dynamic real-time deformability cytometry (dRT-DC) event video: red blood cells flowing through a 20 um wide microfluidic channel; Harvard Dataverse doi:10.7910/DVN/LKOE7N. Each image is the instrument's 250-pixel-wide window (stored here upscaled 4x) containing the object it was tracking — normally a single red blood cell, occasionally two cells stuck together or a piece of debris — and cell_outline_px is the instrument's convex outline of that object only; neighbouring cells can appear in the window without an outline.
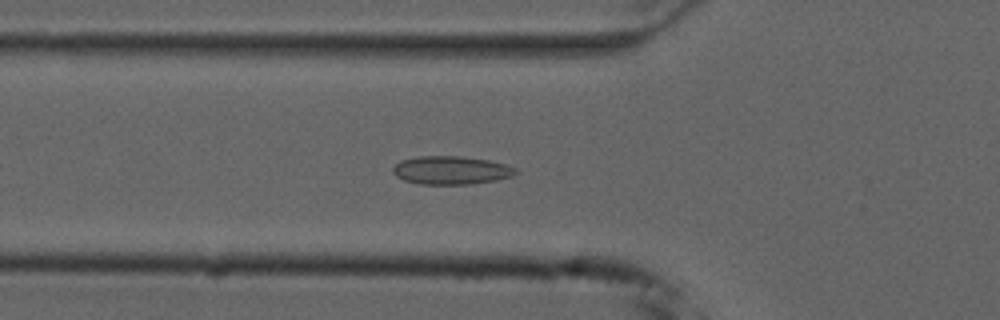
{"species": "common noctule bat (a hibernating species)", "species_latin": "Nyctalus noctula", "temperature_condition": "cold", "stored_images_in_passage": 47, "camera_frame_rate_fps": 3000, "um_per_image_px": 0.085, "animal": {"sex": "male", "forearm_length_mm": 52.5}, "frame": {"image": 1, "passage_image": 10, "time_ms": 3.0, "image_size_px": [1000, 320], "cell_outline_px": [[520, 172], [512, 176], [496, 180], [472, 184], [420, 184], [404, 180], [396, 176], [392, 172], [392, 168], [400, 160], [416, 156], [460, 156], [488, 160], [504, 164], [516, 168]], "centroid_in_image_um": [38.34, 14.47], "position_along_channel_um": 87.5, "area_um2": 20.35}}
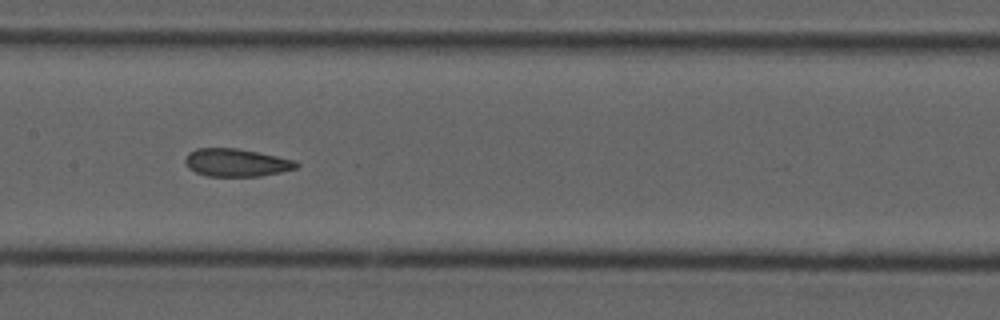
{"frame": {"image": 2, "passage_image": 18, "time_ms": 5.667, "image_size_px": [1000, 320], "cell_outline_px": [[300, 164], [296, 168], [280, 172], [260, 176], [208, 176], [196, 172], [188, 168], [184, 160], [188, 152], [196, 148], [236, 148], [296, 160]], "centroid_in_image_um": [20.07, 13.82], "position_along_channel_um": 187.3, "area_um2": 17.98}}
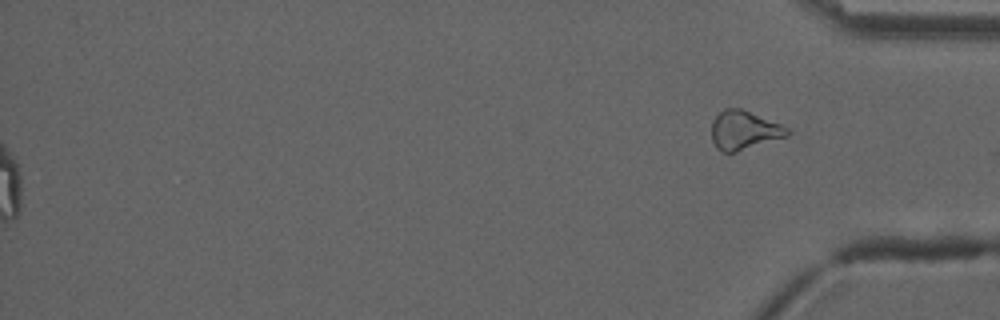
{"frame": {"image": 3, "passage_image": 47, "time_ms": 15.333, "image_size_px": [1000, 320], "cell_outline_px": [[792, 132], [788, 136], [736, 152], [724, 152], [716, 148], [712, 140], [712, 120], [724, 108], [740, 108], [780, 124], [788, 128]], "centroid_in_image_um": [63.24, 11.08], "position_along_channel_um": 372.0, "area_um2": 17.05}, "authors_computed_cell_mechanics": {"area_um2": 19.4208, "velocity_mm_per_s": 3.7287, "shape_relaxation_time_tau1_ms": null, "shape_relaxation_time_tau2_ms": 1.9817, "deformation_change_tau1": null, "deformation_change_tau2": 0.0994}}